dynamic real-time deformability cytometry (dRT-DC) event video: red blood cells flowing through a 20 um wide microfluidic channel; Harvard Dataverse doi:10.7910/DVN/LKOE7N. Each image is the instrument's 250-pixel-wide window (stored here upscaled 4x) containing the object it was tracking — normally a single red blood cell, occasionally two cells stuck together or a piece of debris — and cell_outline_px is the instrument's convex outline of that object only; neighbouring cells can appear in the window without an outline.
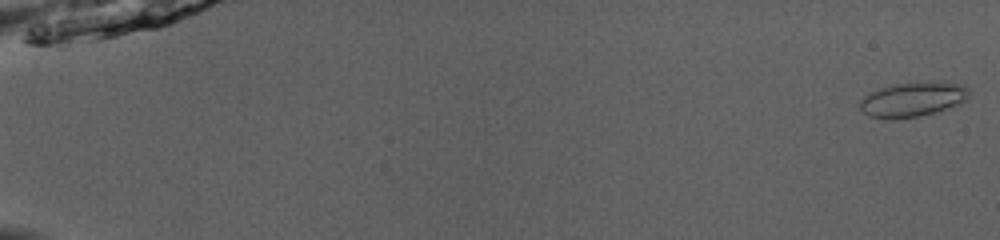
{"species": "common noctule bat (a hibernating species)", "species_latin": "Nyctalus noctula", "temperature_condition": "room temperature", "stored_images_in_passage": 51, "camera_frame_rate_fps": 3000, "um_per_image_px": 0.085, "animal": {"sex": "male", "body_mass_g": 13.0, "forearm_length_mm": 53.1}, "frame": {"image": 1, "passage_image": 1, "time_ms": 0.0, "image_size_px": [1000, 240], "cell_outline_px": [[972, 96], [968, 100], [952, 108], [920, 116], [892, 120], [888, 120], [868, 116], [860, 108], [860, 100], [864, 96], [880, 88], [896, 84], [916, 80], [928, 80], [964, 84], [968, 88]], "centroid_in_image_um": [77.67, 8.44], "position_along_channel_um": 7.3, "area_um2": 22.95}}
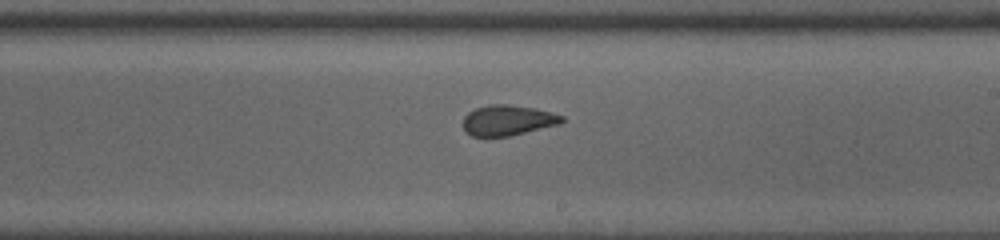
{"frame": {"image": 2, "passage_image": 32, "time_ms": 10.333, "image_size_px": [1000, 240], "cell_outline_px": [[564, 120], [560, 124], [508, 136], [472, 136], [464, 128], [464, 116], [468, 112], [476, 108], [488, 104], [508, 104], [536, 108], [564, 116]], "centroid_in_image_um": [43.17, 10.21], "position_along_channel_um": 245.8, "area_um2": 17.4}}
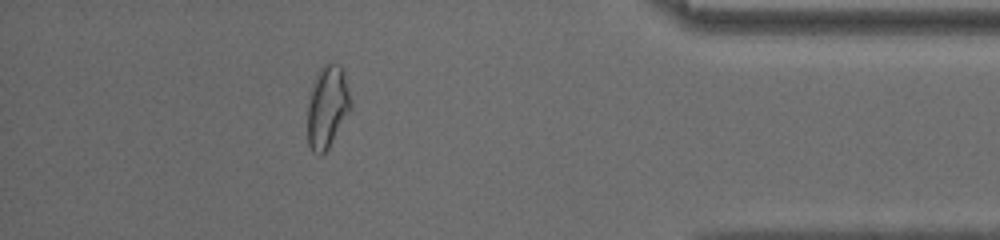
{"frame": {"image": 3, "passage_image": 46, "time_ms": 15.0, "image_size_px": [1000, 240], "cell_outline_px": [[352, 108], [328, 148], [320, 156], [312, 152], [308, 144], [308, 104], [312, 88], [316, 76], [320, 68], [328, 60], [340, 64], [344, 72], [352, 104]], "centroid_in_image_um": [27.84, 9.06], "position_along_channel_um": 407.4, "area_um2": 20.81}, "authors_computed_cell_mechanics": {"area_um2": 19.652, "velocity_mm_per_s": 4.1017, "shape_relaxation_time_tau1_ms": null, "shape_relaxation_time_tau2_ms": 1.1045, "deformation_change_tau1": null, "deformation_change_tau2": 0.055}}